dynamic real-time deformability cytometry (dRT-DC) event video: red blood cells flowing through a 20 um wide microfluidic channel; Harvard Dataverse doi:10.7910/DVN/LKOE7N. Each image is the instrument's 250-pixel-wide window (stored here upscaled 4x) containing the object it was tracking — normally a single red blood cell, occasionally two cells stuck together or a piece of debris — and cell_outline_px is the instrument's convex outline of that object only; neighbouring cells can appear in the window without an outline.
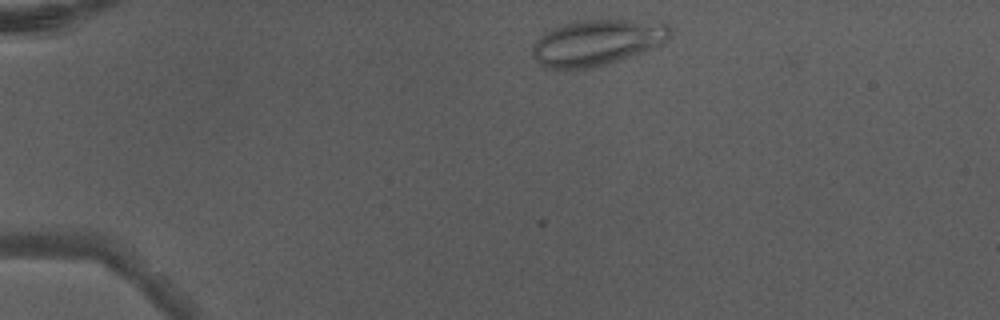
{"species": "Egyptian fruit bat (a non-hibernating species)", "species_latin": "Rousettus aegyptiacus", "temperature_condition": "warm", "stored_images_in_passage": 3, "camera_frame_rate_fps": 3000, "um_per_image_px": 0.085, "animal": {"sex": "male"}, "frame": {"image": 1, "passage_image": 1, "time_ms": 0.0, "image_size_px": [1000, 320], "cell_outline_px": [[672, 32], [660, 44], [620, 60], [608, 64], [592, 68], [548, 68], [540, 64], [532, 56], [532, 44], [544, 32], [552, 28], [572, 20], [660, 20], [668, 24], [672, 28]], "centroid_in_image_um": [50.73, 3.58], "position_along_channel_um": 34.3, "area_um2": 36.99}}